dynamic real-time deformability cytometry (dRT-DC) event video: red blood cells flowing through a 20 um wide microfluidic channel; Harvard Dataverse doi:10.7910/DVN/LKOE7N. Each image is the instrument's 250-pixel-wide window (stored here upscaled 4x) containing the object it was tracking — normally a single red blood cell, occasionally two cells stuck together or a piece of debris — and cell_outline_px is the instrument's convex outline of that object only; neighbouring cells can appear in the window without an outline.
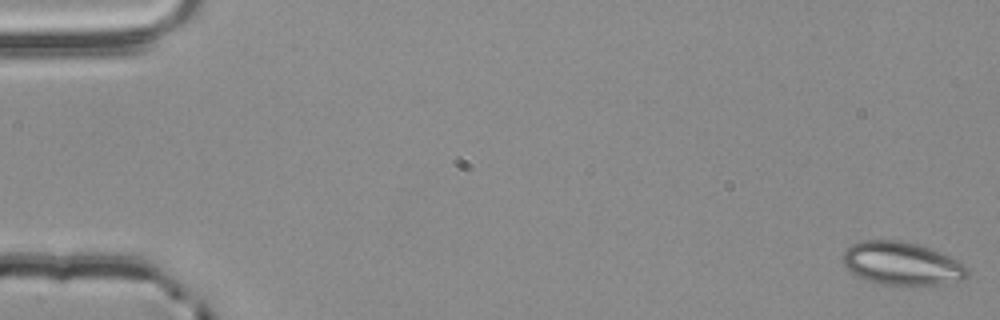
{"species": "common noctule bat (a hibernating species)", "species_latin": "Nyctalus noctula", "temperature_condition": "room temperature", "stored_images_in_passage": 56, "segment_of_instrument_passage": [1, 2], "camera_frame_rate_fps": 3000, "um_per_image_px": 0.085, "animal": {"sex": "male", "body_mass_g": 20.4}, "frame": {"image": 1, "passage_image": 1, "time_ms": 0.0, "image_size_px": [1000, 320], "cell_outline_px": [[968, 276], [960, 280], [940, 284], [912, 288], [876, 284], [864, 280], [856, 276], [844, 264], [844, 252], [852, 244], [864, 240], [900, 240], [916, 244], [928, 248], [948, 256], [964, 264], [968, 268]], "centroid_in_image_um": [76.66, 22.45], "position_along_channel_um": 8.3, "area_um2": 31.79}}
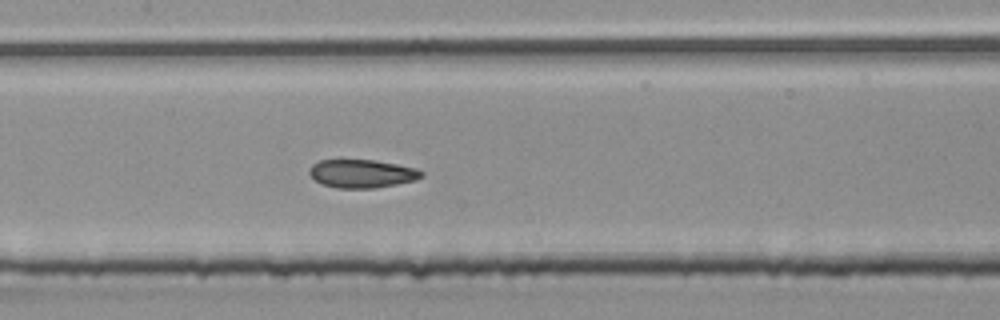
{"frame": {"image": 2, "passage_image": 27, "time_ms": 8.667, "image_size_px": [1000, 320], "cell_outline_px": [[424, 176], [416, 180], [376, 188], [336, 188], [324, 184], [316, 180], [308, 172], [312, 164], [320, 160], [376, 160], [416, 168], [424, 172]], "centroid_in_image_um": [30.8, 14.75], "position_along_channel_um": 176.6, "area_um2": 18.44}}
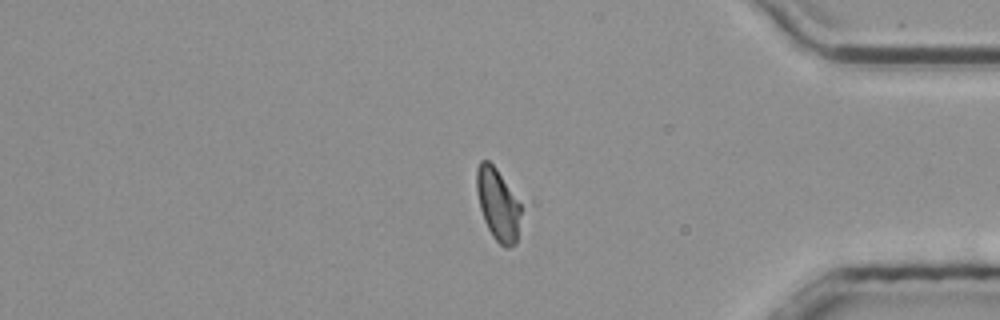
{"frame": {"image": 3, "passage_image": 46, "time_ms": 15.0, "image_size_px": [1000, 320], "cell_outline_px": [[520, 212], [516, 244], [508, 248], [504, 248], [492, 236], [484, 220], [480, 208], [476, 188], [476, 168], [480, 160], [488, 160], [496, 168], [520, 204]], "centroid_in_image_um": [42.29, 17.38], "position_along_channel_um": 392.9, "area_um2": 18.32}}